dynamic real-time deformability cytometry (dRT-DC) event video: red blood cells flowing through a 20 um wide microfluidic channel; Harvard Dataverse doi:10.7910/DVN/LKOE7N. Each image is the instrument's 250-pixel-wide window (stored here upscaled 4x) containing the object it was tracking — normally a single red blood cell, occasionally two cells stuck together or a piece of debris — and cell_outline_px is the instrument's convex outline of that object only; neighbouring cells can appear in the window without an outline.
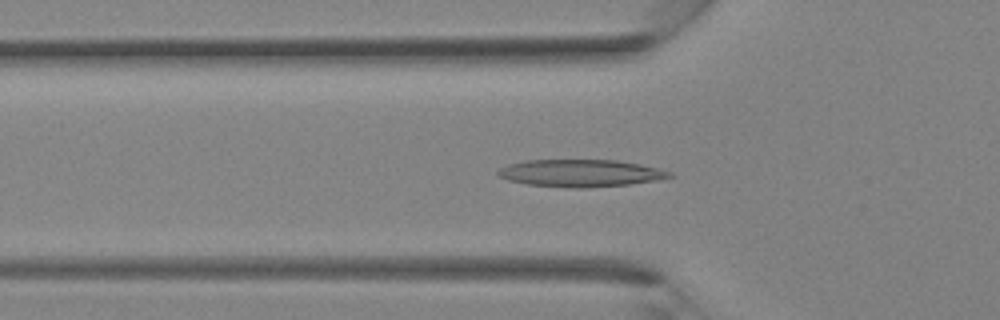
{"species": "Egyptian fruit bat (a non-hibernating species)", "species_latin": "Rousettus aegyptiacus", "temperature_condition": "room temperature", "stored_images_in_passage": 35, "camera_frame_rate_fps": 3000, "um_per_image_px": 0.085, "animal": {"sex": "female"}, "frame": {"image": 1, "passage_image": 12, "time_ms": 3.667, "image_size_px": [1000, 320], "cell_outline_px": [[676, 176], [656, 180], [628, 184], [584, 188], [576, 188], [528, 184], [508, 180], [500, 176], [496, 172], [500, 168], [508, 164], [524, 160], [616, 160], [640, 164], [660, 168], [672, 172]], "centroid_in_image_um": [49.38, 14.71], "position_along_channel_um": 76.4, "area_um2": 27.22}}
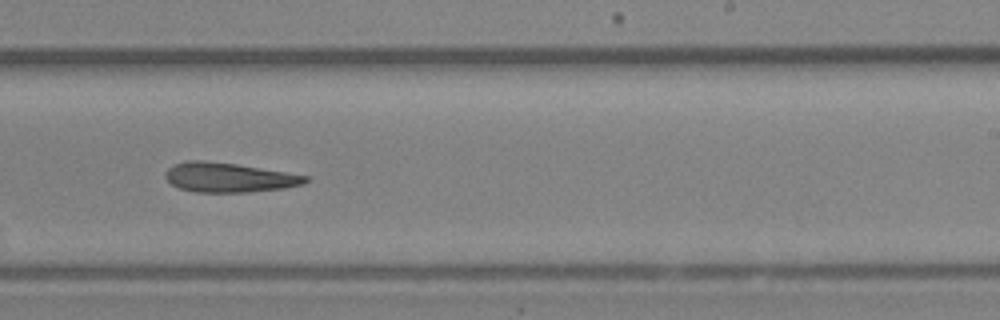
{"frame": {"image": 2, "passage_image": 22, "time_ms": 7.0, "image_size_px": [1000, 320], "cell_outline_px": [[308, 180], [304, 184], [284, 188], [248, 192], [196, 192], [180, 188], [172, 184], [164, 176], [168, 168], [172, 164], [184, 160], [204, 160], [236, 164], [308, 176]], "centroid_in_image_um": [19.41, 15.07], "position_along_channel_um": 269.6, "area_um2": 23.99}}
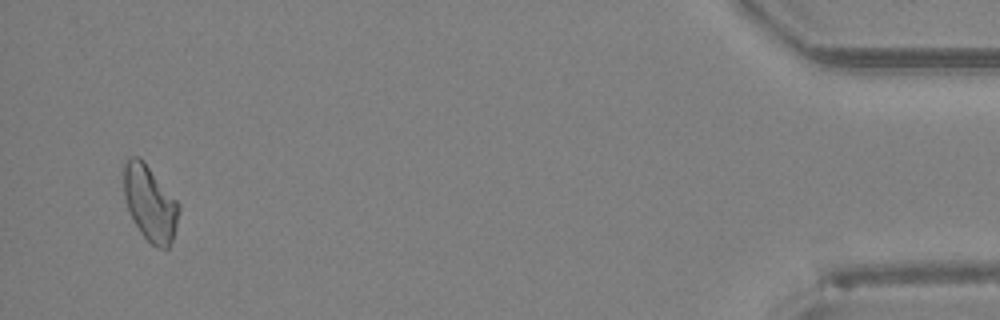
{"frame": {"image": 3, "passage_image": 34, "time_ms": 11.0, "image_size_px": [1000, 320], "cell_outline_px": [[180, 208], [172, 240], [168, 248], [156, 248], [140, 232], [128, 208], [124, 196], [124, 164], [128, 156], [140, 156], [144, 160], [180, 204]], "centroid_in_image_um": [12.75, 17.23], "position_along_channel_um": 422.5, "area_um2": 24.1}}